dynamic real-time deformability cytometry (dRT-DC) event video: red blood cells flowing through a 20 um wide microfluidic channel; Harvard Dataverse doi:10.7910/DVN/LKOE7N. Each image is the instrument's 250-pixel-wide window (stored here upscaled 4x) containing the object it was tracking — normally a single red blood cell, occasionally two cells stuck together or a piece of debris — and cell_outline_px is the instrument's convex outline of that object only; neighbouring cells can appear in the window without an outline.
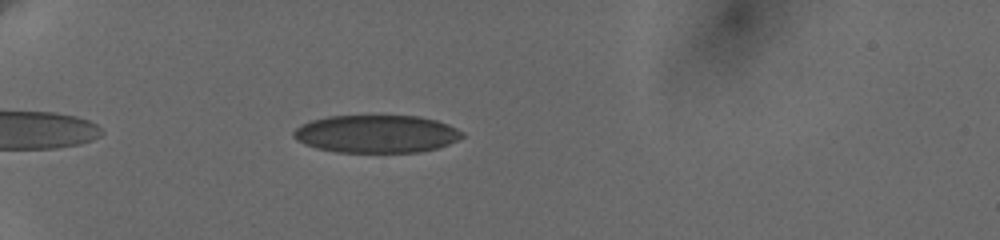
{"species": "human", "species_latin": "Homo sapiens", "temperature_condition": "cold", "stored_images_in_passage": 33, "camera_frame_rate_fps": 3000, "um_per_image_px": 0.085, "donor": {"sex": "female"}, "frame": {"image": 1, "passage_image": 10, "time_ms": 2.0, "image_size_px": [1000, 240], "cell_outline_px": [[464, 136], [448, 144], [436, 148], [416, 152], [336, 152], [316, 148], [304, 144], [296, 140], [292, 136], [292, 132], [300, 124], [312, 120], [328, 116], [416, 116], [436, 120], [456, 128]], "centroid_in_image_um": [31.92, 11.38], "position_along_channel_um": 53.1, "area_um2": 36.93}}
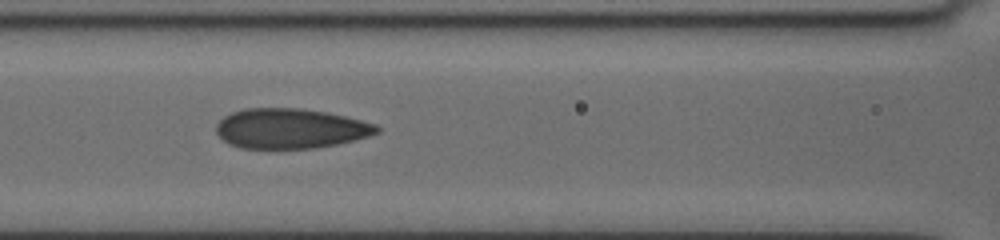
{"frame": {"image": 2, "passage_image": 26, "time_ms": 5.333, "image_size_px": [1000, 240], "cell_outline_px": [[380, 132], [368, 136], [336, 144], [316, 148], [276, 152], [240, 148], [228, 144], [216, 132], [216, 124], [224, 116], [232, 112], [244, 108], [300, 108], [328, 112], [376, 124], [380, 128]], "centroid_in_image_um": [24.63, 10.97], "position_along_channel_um": 142.0, "area_um2": 38.49}}
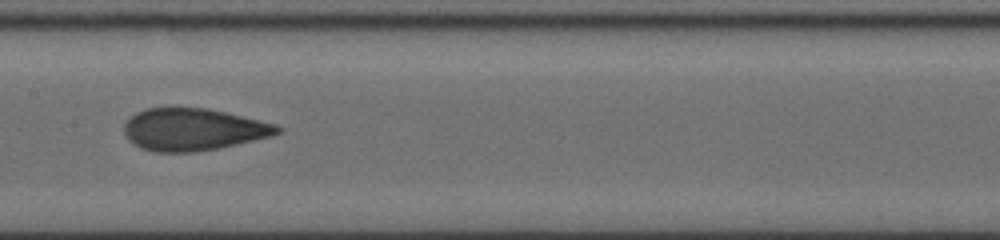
{"frame": {"image": 3, "passage_image": 32, "time_ms": 6.667, "image_size_px": [1000, 240], "cell_outline_px": [[284, 128], [280, 132], [272, 136], [220, 148], [196, 152], [152, 152], [140, 148], [132, 144], [128, 140], [124, 132], [124, 124], [136, 112], [148, 108], [208, 108], [276, 124]], "centroid_in_image_um": [16.42, 11.02], "position_along_channel_um": 191.0, "area_um2": 37.8}}